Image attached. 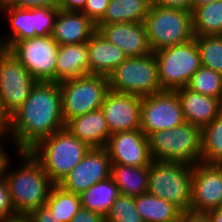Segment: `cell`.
<instances>
[{"mask_svg":"<svg viewBox=\"0 0 222 222\" xmlns=\"http://www.w3.org/2000/svg\"><path fill=\"white\" fill-rule=\"evenodd\" d=\"M65 128L59 83L37 82L22 106L11 115L16 151H29L40 140Z\"/></svg>","mask_w":222,"mask_h":222,"instance_id":"obj_1","label":"cell"},{"mask_svg":"<svg viewBox=\"0 0 222 222\" xmlns=\"http://www.w3.org/2000/svg\"><path fill=\"white\" fill-rule=\"evenodd\" d=\"M15 153L22 163L17 169L12 170L9 159L5 167L4 178L16 214L26 217L32 210L46 205L50 191L55 184L30 151H16Z\"/></svg>","mask_w":222,"mask_h":222,"instance_id":"obj_2","label":"cell"},{"mask_svg":"<svg viewBox=\"0 0 222 222\" xmlns=\"http://www.w3.org/2000/svg\"><path fill=\"white\" fill-rule=\"evenodd\" d=\"M90 149L88 144L63 128L40 140L29 151L42 164L51 181L58 185Z\"/></svg>","mask_w":222,"mask_h":222,"instance_id":"obj_3","label":"cell"},{"mask_svg":"<svg viewBox=\"0 0 222 222\" xmlns=\"http://www.w3.org/2000/svg\"><path fill=\"white\" fill-rule=\"evenodd\" d=\"M193 165L152 160L148 166L147 192L190 211Z\"/></svg>","mask_w":222,"mask_h":222,"instance_id":"obj_4","label":"cell"},{"mask_svg":"<svg viewBox=\"0 0 222 222\" xmlns=\"http://www.w3.org/2000/svg\"><path fill=\"white\" fill-rule=\"evenodd\" d=\"M148 142L152 160L190 165L201 162V129L193 124L185 122L173 129L153 132Z\"/></svg>","mask_w":222,"mask_h":222,"instance_id":"obj_5","label":"cell"},{"mask_svg":"<svg viewBox=\"0 0 222 222\" xmlns=\"http://www.w3.org/2000/svg\"><path fill=\"white\" fill-rule=\"evenodd\" d=\"M152 52L194 39L192 12L150 5L145 17Z\"/></svg>","mask_w":222,"mask_h":222,"instance_id":"obj_6","label":"cell"},{"mask_svg":"<svg viewBox=\"0 0 222 222\" xmlns=\"http://www.w3.org/2000/svg\"><path fill=\"white\" fill-rule=\"evenodd\" d=\"M109 90L138 96L163 91L154 53L128 57L108 75Z\"/></svg>","mask_w":222,"mask_h":222,"instance_id":"obj_7","label":"cell"},{"mask_svg":"<svg viewBox=\"0 0 222 222\" xmlns=\"http://www.w3.org/2000/svg\"><path fill=\"white\" fill-rule=\"evenodd\" d=\"M63 119L67 121L100 109L109 90L108 76L87 74L59 83Z\"/></svg>","mask_w":222,"mask_h":222,"instance_id":"obj_8","label":"cell"},{"mask_svg":"<svg viewBox=\"0 0 222 222\" xmlns=\"http://www.w3.org/2000/svg\"><path fill=\"white\" fill-rule=\"evenodd\" d=\"M153 53L157 60L163 90L186 87L193 74L201 67L195 38Z\"/></svg>","mask_w":222,"mask_h":222,"instance_id":"obj_9","label":"cell"},{"mask_svg":"<svg viewBox=\"0 0 222 222\" xmlns=\"http://www.w3.org/2000/svg\"><path fill=\"white\" fill-rule=\"evenodd\" d=\"M60 8H20L0 5L1 14L7 18L10 33L0 36V48L7 49L12 43L37 36L52 35L53 26Z\"/></svg>","mask_w":222,"mask_h":222,"instance_id":"obj_10","label":"cell"},{"mask_svg":"<svg viewBox=\"0 0 222 222\" xmlns=\"http://www.w3.org/2000/svg\"><path fill=\"white\" fill-rule=\"evenodd\" d=\"M59 44L48 36H37L12 43L7 50L37 82H55Z\"/></svg>","mask_w":222,"mask_h":222,"instance_id":"obj_11","label":"cell"},{"mask_svg":"<svg viewBox=\"0 0 222 222\" xmlns=\"http://www.w3.org/2000/svg\"><path fill=\"white\" fill-rule=\"evenodd\" d=\"M180 99L175 90L142 97L140 130L148 137L159 130L173 129L185 123Z\"/></svg>","mask_w":222,"mask_h":222,"instance_id":"obj_12","label":"cell"},{"mask_svg":"<svg viewBox=\"0 0 222 222\" xmlns=\"http://www.w3.org/2000/svg\"><path fill=\"white\" fill-rule=\"evenodd\" d=\"M36 83L9 50L0 48V99L11 115L22 106Z\"/></svg>","mask_w":222,"mask_h":222,"instance_id":"obj_13","label":"cell"},{"mask_svg":"<svg viewBox=\"0 0 222 222\" xmlns=\"http://www.w3.org/2000/svg\"><path fill=\"white\" fill-rule=\"evenodd\" d=\"M222 166L198 162L193 165L190 211L207 213L220 207Z\"/></svg>","mask_w":222,"mask_h":222,"instance_id":"obj_14","label":"cell"},{"mask_svg":"<svg viewBox=\"0 0 222 222\" xmlns=\"http://www.w3.org/2000/svg\"><path fill=\"white\" fill-rule=\"evenodd\" d=\"M111 165L106 148H91L58 185L68 192L80 194L93 184L109 178Z\"/></svg>","mask_w":222,"mask_h":222,"instance_id":"obj_15","label":"cell"},{"mask_svg":"<svg viewBox=\"0 0 222 222\" xmlns=\"http://www.w3.org/2000/svg\"><path fill=\"white\" fill-rule=\"evenodd\" d=\"M142 97L108 90L101 109L110 134L140 129Z\"/></svg>","mask_w":222,"mask_h":222,"instance_id":"obj_16","label":"cell"},{"mask_svg":"<svg viewBox=\"0 0 222 222\" xmlns=\"http://www.w3.org/2000/svg\"><path fill=\"white\" fill-rule=\"evenodd\" d=\"M105 148L111 164L143 167L152 162L148 137L140 129L111 134Z\"/></svg>","mask_w":222,"mask_h":222,"instance_id":"obj_17","label":"cell"},{"mask_svg":"<svg viewBox=\"0 0 222 222\" xmlns=\"http://www.w3.org/2000/svg\"><path fill=\"white\" fill-rule=\"evenodd\" d=\"M96 28L127 57H142L153 53L144 22L96 24Z\"/></svg>","mask_w":222,"mask_h":222,"instance_id":"obj_18","label":"cell"},{"mask_svg":"<svg viewBox=\"0 0 222 222\" xmlns=\"http://www.w3.org/2000/svg\"><path fill=\"white\" fill-rule=\"evenodd\" d=\"M175 92L180 99L185 121L200 129L209 125L222 112L219 98L194 92L187 87L178 88Z\"/></svg>","mask_w":222,"mask_h":222,"instance_id":"obj_19","label":"cell"},{"mask_svg":"<svg viewBox=\"0 0 222 222\" xmlns=\"http://www.w3.org/2000/svg\"><path fill=\"white\" fill-rule=\"evenodd\" d=\"M96 31V23L84 13L60 9L51 36L59 45H70L87 42Z\"/></svg>","mask_w":222,"mask_h":222,"instance_id":"obj_20","label":"cell"},{"mask_svg":"<svg viewBox=\"0 0 222 222\" xmlns=\"http://www.w3.org/2000/svg\"><path fill=\"white\" fill-rule=\"evenodd\" d=\"M65 128L91 148H105L111 136L101 108L67 121Z\"/></svg>","mask_w":222,"mask_h":222,"instance_id":"obj_21","label":"cell"},{"mask_svg":"<svg viewBox=\"0 0 222 222\" xmlns=\"http://www.w3.org/2000/svg\"><path fill=\"white\" fill-rule=\"evenodd\" d=\"M89 74L108 76L128 57L117 46L96 31L87 41Z\"/></svg>","mask_w":222,"mask_h":222,"instance_id":"obj_22","label":"cell"},{"mask_svg":"<svg viewBox=\"0 0 222 222\" xmlns=\"http://www.w3.org/2000/svg\"><path fill=\"white\" fill-rule=\"evenodd\" d=\"M87 74H89L87 42L59 45L55 67V82L60 83Z\"/></svg>","mask_w":222,"mask_h":222,"instance_id":"obj_23","label":"cell"},{"mask_svg":"<svg viewBox=\"0 0 222 222\" xmlns=\"http://www.w3.org/2000/svg\"><path fill=\"white\" fill-rule=\"evenodd\" d=\"M120 194L118 186L110 176L81 192L79 197L81 207L96 212L105 218Z\"/></svg>","mask_w":222,"mask_h":222,"instance_id":"obj_24","label":"cell"},{"mask_svg":"<svg viewBox=\"0 0 222 222\" xmlns=\"http://www.w3.org/2000/svg\"><path fill=\"white\" fill-rule=\"evenodd\" d=\"M144 222H178L182 211L172 203L148 192L134 197Z\"/></svg>","mask_w":222,"mask_h":222,"instance_id":"obj_25","label":"cell"},{"mask_svg":"<svg viewBox=\"0 0 222 222\" xmlns=\"http://www.w3.org/2000/svg\"><path fill=\"white\" fill-rule=\"evenodd\" d=\"M111 177L122 195L136 197L148 190V166L112 164Z\"/></svg>","mask_w":222,"mask_h":222,"instance_id":"obj_26","label":"cell"},{"mask_svg":"<svg viewBox=\"0 0 222 222\" xmlns=\"http://www.w3.org/2000/svg\"><path fill=\"white\" fill-rule=\"evenodd\" d=\"M149 7L147 0H110L104 16L96 24L144 22Z\"/></svg>","mask_w":222,"mask_h":222,"instance_id":"obj_27","label":"cell"},{"mask_svg":"<svg viewBox=\"0 0 222 222\" xmlns=\"http://www.w3.org/2000/svg\"><path fill=\"white\" fill-rule=\"evenodd\" d=\"M192 21L194 35H222V0L195 7Z\"/></svg>","mask_w":222,"mask_h":222,"instance_id":"obj_28","label":"cell"},{"mask_svg":"<svg viewBox=\"0 0 222 222\" xmlns=\"http://www.w3.org/2000/svg\"><path fill=\"white\" fill-rule=\"evenodd\" d=\"M46 206L52 216L61 222H70L81 208L79 194L64 190L60 185H54L50 191Z\"/></svg>","mask_w":222,"mask_h":222,"instance_id":"obj_29","label":"cell"},{"mask_svg":"<svg viewBox=\"0 0 222 222\" xmlns=\"http://www.w3.org/2000/svg\"><path fill=\"white\" fill-rule=\"evenodd\" d=\"M201 162L216 163L222 157V112L201 129Z\"/></svg>","mask_w":222,"mask_h":222,"instance_id":"obj_30","label":"cell"},{"mask_svg":"<svg viewBox=\"0 0 222 222\" xmlns=\"http://www.w3.org/2000/svg\"><path fill=\"white\" fill-rule=\"evenodd\" d=\"M201 65L222 74V35H195Z\"/></svg>","mask_w":222,"mask_h":222,"instance_id":"obj_31","label":"cell"},{"mask_svg":"<svg viewBox=\"0 0 222 222\" xmlns=\"http://www.w3.org/2000/svg\"><path fill=\"white\" fill-rule=\"evenodd\" d=\"M194 92L219 98L222 101V74L201 65L186 86Z\"/></svg>","mask_w":222,"mask_h":222,"instance_id":"obj_32","label":"cell"},{"mask_svg":"<svg viewBox=\"0 0 222 222\" xmlns=\"http://www.w3.org/2000/svg\"><path fill=\"white\" fill-rule=\"evenodd\" d=\"M105 222H144L137 211L134 197L120 194L112 204Z\"/></svg>","mask_w":222,"mask_h":222,"instance_id":"obj_33","label":"cell"},{"mask_svg":"<svg viewBox=\"0 0 222 222\" xmlns=\"http://www.w3.org/2000/svg\"><path fill=\"white\" fill-rule=\"evenodd\" d=\"M19 217L12 204L11 196L5 178L0 179V222Z\"/></svg>","mask_w":222,"mask_h":222,"instance_id":"obj_34","label":"cell"},{"mask_svg":"<svg viewBox=\"0 0 222 222\" xmlns=\"http://www.w3.org/2000/svg\"><path fill=\"white\" fill-rule=\"evenodd\" d=\"M110 0H87L84 9L81 11L94 23H97L105 14Z\"/></svg>","mask_w":222,"mask_h":222,"instance_id":"obj_35","label":"cell"},{"mask_svg":"<svg viewBox=\"0 0 222 222\" xmlns=\"http://www.w3.org/2000/svg\"><path fill=\"white\" fill-rule=\"evenodd\" d=\"M0 5H12L20 8L59 7V0H0Z\"/></svg>","mask_w":222,"mask_h":222,"instance_id":"obj_36","label":"cell"},{"mask_svg":"<svg viewBox=\"0 0 222 222\" xmlns=\"http://www.w3.org/2000/svg\"><path fill=\"white\" fill-rule=\"evenodd\" d=\"M11 138V114L5 109L3 101L0 99V143L2 138Z\"/></svg>","mask_w":222,"mask_h":222,"instance_id":"obj_37","label":"cell"},{"mask_svg":"<svg viewBox=\"0 0 222 222\" xmlns=\"http://www.w3.org/2000/svg\"><path fill=\"white\" fill-rule=\"evenodd\" d=\"M26 218L30 222H61L56 217L52 216L50 209L46 205L32 210Z\"/></svg>","mask_w":222,"mask_h":222,"instance_id":"obj_38","label":"cell"},{"mask_svg":"<svg viewBox=\"0 0 222 222\" xmlns=\"http://www.w3.org/2000/svg\"><path fill=\"white\" fill-rule=\"evenodd\" d=\"M150 5L193 11V0H150Z\"/></svg>","mask_w":222,"mask_h":222,"instance_id":"obj_39","label":"cell"},{"mask_svg":"<svg viewBox=\"0 0 222 222\" xmlns=\"http://www.w3.org/2000/svg\"><path fill=\"white\" fill-rule=\"evenodd\" d=\"M70 222H105V218L96 212L81 207Z\"/></svg>","mask_w":222,"mask_h":222,"instance_id":"obj_40","label":"cell"},{"mask_svg":"<svg viewBox=\"0 0 222 222\" xmlns=\"http://www.w3.org/2000/svg\"><path fill=\"white\" fill-rule=\"evenodd\" d=\"M178 222H210V219L207 213L185 211L181 213V216Z\"/></svg>","mask_w":222,"mask_h":222,"instance_id":"obj_41","label":"cell"},{"mask_svg":"<svg viewBox=\"0 0 222 222\" xmlns=\"http://www.w3.org/2000/svg\"><path fill=\"white\" fill-rule=\"evenodd\" d=\"M87 0H59V8L64 11H78L81 12Z\"/></svg>","mask_w":222,"mask_h":222,"instance_id":"obj_42","label":"cell"},{"mask_svg":"<svg viewBox=\"0 0 222 222\" xmlns=\"http://www.w3.org/2000/svg\"><path fill=\"white\" fill-rule=\"evenodd\" d=\"M2 146L4 147V145L0 143V179L4 177L5 167L11 157L9 156L8 150L5 151L6 149Z\"/></svg>","mask_w":222,"mask_h":222,"instance_id":"obj_43","label":"cell"},{"mask_svg":"<svg viewBox=\"0 0 222 222\" xmlns=\"http://www.w3.org/2000/svg\"><path fill=\"white\" fill-rule=\"evenodd\" d=\"M210 222H222V207L207 212Z\"/></svg>","mask_w":222,"mask_h":222,"instance_id":"obj_44","label":"cell"},{"mask_svg":"<svg viewBox=\"0 0 222 222\" xmlns=\"http://www.w3.org/2000/svg\"><path fill=\"white\" fill-rule=\"evenodd\" d=\"M214 1H217V0H193V9L195 7L203 6Z\"/></svg>","mask_w":222,"mask_h":222,"instance_id":"obj_45","label":"cell"},{"mask_svg":"<svg viewBox=\"0 0 222 222\" xmlns=\"http://www.w3.org/2000/svg\"><path fill=\"white\" fill-rule=\"evenodd\" d=\"M4 222H30V221L24 216H19L15 219L7 220V221H4Z\"/></svg>","mask_w":222,"mask_h":222,"instance_id":"obj_46","label":"cell"},{"mask_svg":"<svg viewBox=\"0 0 222 222\" xmlns=\"http://www.w3.org/2000/svg\"><path fill=\"white\" fill-rule=\"evenodd\" d=\"M216 164L222 166V157L216 162Z\"/></svg>","mask_w":222,"mask_h":222,"instance_id":"obj_47","label":"cell"}]
</instances>
